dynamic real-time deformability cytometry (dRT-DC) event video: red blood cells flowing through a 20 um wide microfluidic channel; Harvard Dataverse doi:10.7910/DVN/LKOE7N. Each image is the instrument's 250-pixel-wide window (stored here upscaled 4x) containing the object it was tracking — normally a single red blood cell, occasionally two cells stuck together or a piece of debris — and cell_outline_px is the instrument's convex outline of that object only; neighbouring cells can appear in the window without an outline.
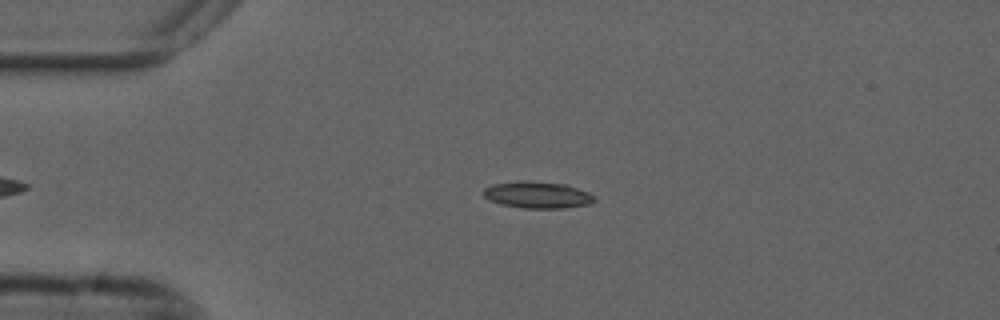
{"species": "common noctule bat (a hibernating species)", "species_latin": "Nyctalus noctula", "temperature_condition": "cold", "stored_images_in_passage": 41, "camera_frame_rate_fps": 3000, "um_per_image_px": 0.085, "animal": {"sex": "male", "forearm_length_mm": 52.5}, "frame": {"image": 1, "passage_image": 4, "time_ms": 1.0, "image_size_px": [1000, 320], "cell_outline_px": [[596, 200], [588, 204], [564, 208], [524, 208], [500, 204], [488, 200], [484, 196], [484, 188], [492, 184], [520, 180], [524, 180], [568, 184], [588, 192], [596, 196]], "centroid_in_image_um": [45.69, 16.55], "position_along_channel_um": 39.3, "area_um2": 17.46}}
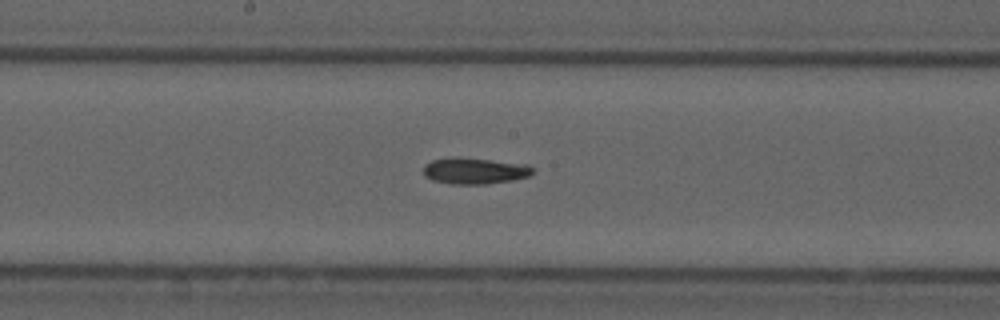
{"frame": {"image": 2, "passage_image": 20, "time_ms": 6.333, "image_size_px": [1000, 320], "cell_outline_px": [[536, 172], [528, 176], [512, 180], [484, 184], [452, 184], [432, 180], [424, 176], [424, 164], [432, 160], [456, 156], [460, 156], [528, 164]], "centroid_in_image_um": [40.34, 14.5], "position_along_channel_um": 207.9, "area_um2": 16.99}}
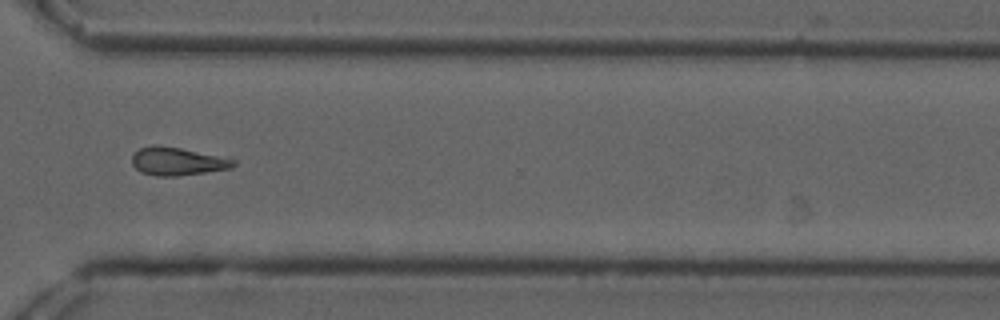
{"frame": {"image": 3, "passage_image": 32, "time_ms": 10.333, "image_size_px": [1000, 320], "cell_outline_px": [[236, 164], [232, 168], [176, 176], [156, 176], [140, 172], [132, 164], [132, 156], [140, 148], [152, 144], [156, 144], [228, 156], [236, 160]], "centroid_in_image_um": [15.12, 13.7], "position_along_channel_um": 355.5, "area_um2": 16.88}}